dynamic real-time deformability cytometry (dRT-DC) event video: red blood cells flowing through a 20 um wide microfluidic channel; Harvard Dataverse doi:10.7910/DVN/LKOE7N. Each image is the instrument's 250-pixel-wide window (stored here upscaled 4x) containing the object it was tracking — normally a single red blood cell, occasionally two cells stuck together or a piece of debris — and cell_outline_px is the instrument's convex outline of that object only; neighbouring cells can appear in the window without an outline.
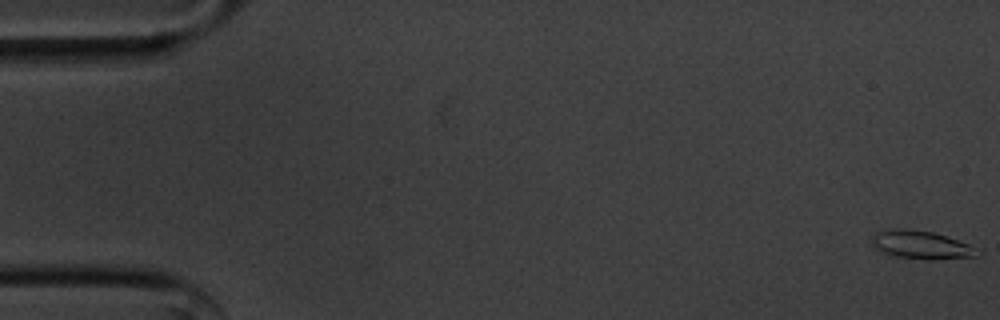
{"species": "common noctule bat (a hibernating species)", "species_latin": "Nyctalus noctula", "temperature_condition": "cold", "stored_images_in_passage": 56, "camera_frame_rate_fps": 3000, "um_per_image_px": 0.085, "animal": {"sex": "male", "body_mass_g": 20.1, "forearm_length_mm": 53.5}, "frame": {"image": 1, "passage_image": 1, "time_ms": 0.0, "image_size_px": [1000, 320], "cell_outline_px": [[984, 252], [980, 256], [936, 260], [924, 260], [888, 256], [876, 248], [868, 240], [880, 228], [904, 228], [932, 232], [968, 244]], "centroid_in_image_um": [78.24, 20.83], "position_along_channel_um": 6.8, "area_um2": 18.03}}
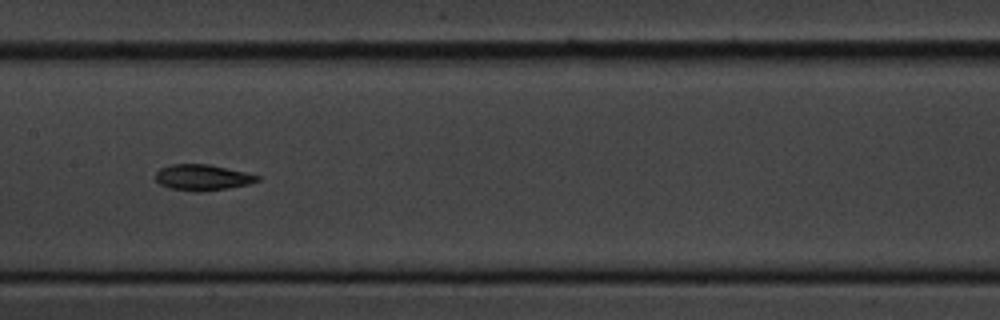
{"frame": {"image": 2, "passage_image": 28, "time_ms": 9.0, "image_size_px": [1000, 320], "cell_outline_px": [[260, 180], [248, 184], [228, 188], [200, 192], [196, 192], [168, 188], [160, 184], [156, 180], [156, 172], [160, 168], [172, 164], [208, 164], [244, 172], [260, 176]], "centroid_in_image_um": [17.18, 15.09], "position_along_channel_um": 190.2, "area_um2": 15.32}}
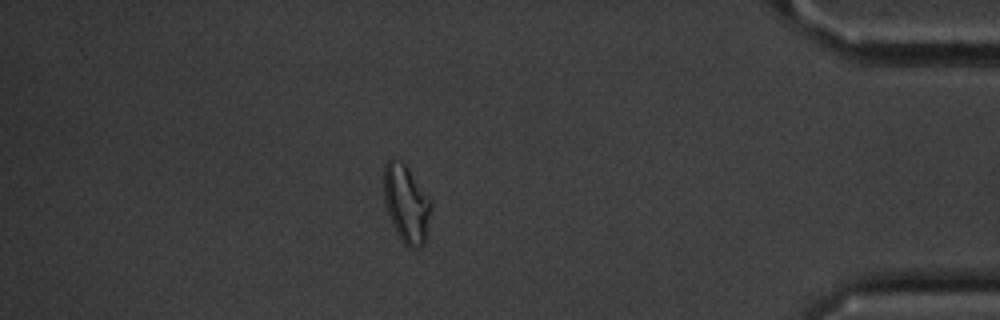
{"frame": {"image": 3, "passage_image": 49, "time_ms": 16.0, "image_size_px": [1000, 320], "cell_outline_px": [[432, 204], [424, 244], [416, 248], [412, 248], [404, 244], [396, 232], [388, 212], [384, 200], [384, 164], [392, 156], [400, 160], [408, 168], [432, 200]], "centroid_in_image_um": [34.54, 17.28], "position_along_channel_um": 400.7, "area_um2": 21.33}, "authors_computed_cell_mechanics": {"area_um2": 15.7794, "velocity_mm_per_s": 3.5835, "shape_relaxation_time_tau1_ms": 4.6181, "shape_relaxation_time_tau2_ms": 7.1512, "deformation_change_tau1": 0.1297, "deformation_change_tau2": 0.1364}}